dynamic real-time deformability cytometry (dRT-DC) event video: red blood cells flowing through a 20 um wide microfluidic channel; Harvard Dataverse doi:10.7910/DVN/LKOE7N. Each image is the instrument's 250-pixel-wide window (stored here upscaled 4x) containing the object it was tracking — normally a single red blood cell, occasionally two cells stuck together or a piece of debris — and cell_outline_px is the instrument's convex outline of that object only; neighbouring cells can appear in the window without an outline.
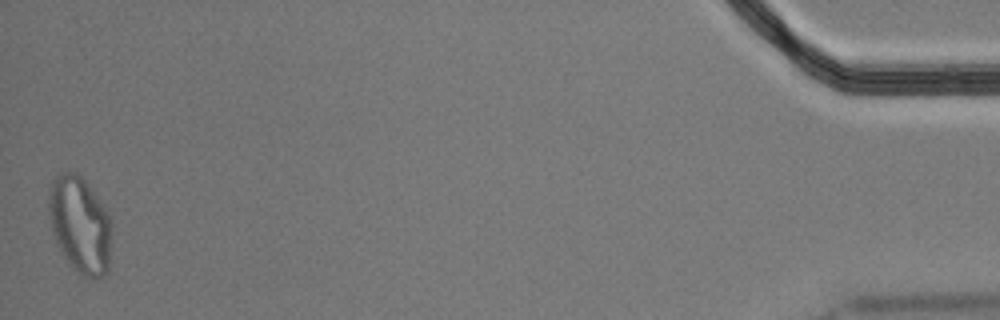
{"species": "Egyptian fruit bat (a non-hibernating species)", "species_latin": "Rousettus aegyptiacus", "temperature_condition": "cold", "stored_images_in_passage": 57, "segment_of_instrument_passage": [2, 2], "camera_frame_rate_fps": 3000, "um_per_image_px": 0.085, "animal": {"sex": "male"}, "frame": {"image": 1, "passage_image": 57, "time_ms": 18.667, "image_size_px": [1000, 320], "cell_outline_px": [[112, 232], [108, 268], [104, 276], [96, 280], [80, 276], [72, 268], [64, 256], [56, 240], [52, 228], [48, 212], [48, 192], [52, 180], [56, 176], [64, 172], [76, 172], [88, 184], [104, 208], [112, 224]], "centroid_in_image_um": [6.8, 19.14], "position_along_channel_um": 428.4, "area_um2": 35.55}}